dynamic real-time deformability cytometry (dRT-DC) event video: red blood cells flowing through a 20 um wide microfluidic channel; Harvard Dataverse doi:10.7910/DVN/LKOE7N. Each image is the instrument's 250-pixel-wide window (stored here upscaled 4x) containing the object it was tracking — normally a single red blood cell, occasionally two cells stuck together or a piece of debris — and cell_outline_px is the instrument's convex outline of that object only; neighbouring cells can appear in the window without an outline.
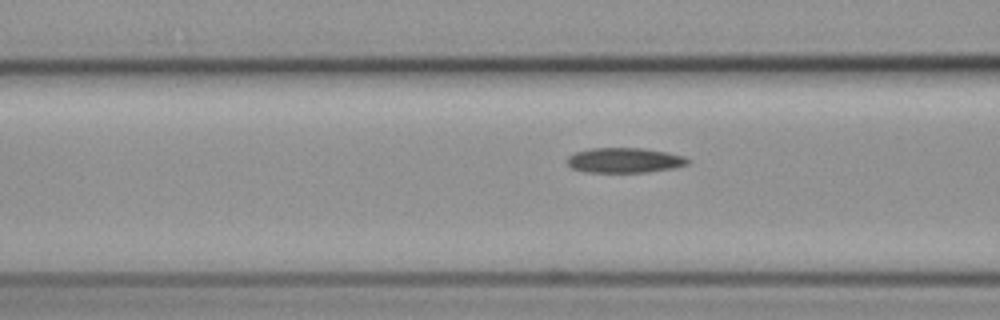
{"species": "common noctule bat (a hibernating species)", "species_latin": "Nyctalus noctula", "temperature_condition": "cold", "stored_images_in_passage": 7, "camera_frame_rate_fps": 3000, "um_per_image_px": 0.085, "animal": {"sex": "female", "body_mass_g": 19.3, "forearm_length_mm": 54.1}, "frame": {"image": 1, "passage_image": 5, "time_ms": 5.667, "image_size_px": [1000, 320], "cell_outline_px": [[692, 160], [688, 164], [676, 168], [648, 172], [584, 172], [572, 168], [564, 160], [568, 156], [576, 152], [592, 148], [644, 148], [668, 152], [684, 156]], "centroid_in_image_um": [53.11, 13.62], "position_along_channel_um": 113.5, "area_um2": 17.86}}